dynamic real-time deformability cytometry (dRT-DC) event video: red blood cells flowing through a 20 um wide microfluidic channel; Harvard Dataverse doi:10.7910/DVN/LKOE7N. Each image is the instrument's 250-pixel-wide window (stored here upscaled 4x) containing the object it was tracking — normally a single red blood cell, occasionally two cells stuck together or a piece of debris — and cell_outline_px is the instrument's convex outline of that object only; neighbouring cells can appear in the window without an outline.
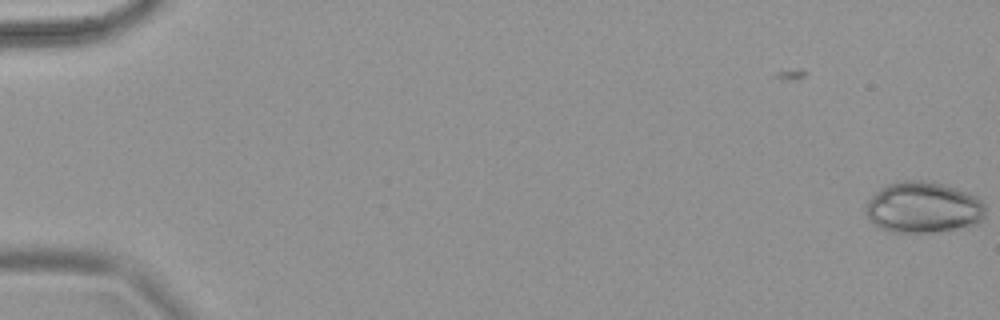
{"species": "common noctule bat (a hibernating species)", "species_latin": "Nyctalus noctula", "temperature_condition": "warm", "stored_images_in_passage": 7, "camera_frame_rate_fps": 3000, "um_per_image_px": 0.085, "animal": {"sex": "female", "body_mass_g": 18.4}, "frame": {"image": 1, "passage_image": 7, "time_ms": 2.0, "image_size_px": [1000, 320], "cell_outline_px": [[984, 220], [980, 224], [936, 232], [892, 232], [880, 228], [868, 220], [864, 212], [864, 208], [868, 200], [880, 188], [888, 184], [900, 180], [924, 180], [956, 188], [968, 192], [976, 196], [984, 204]], "centroid_in_image_um": [78.46, 17.64], "position_along_channel_um": 6.5, "area_um2": 36.01}}